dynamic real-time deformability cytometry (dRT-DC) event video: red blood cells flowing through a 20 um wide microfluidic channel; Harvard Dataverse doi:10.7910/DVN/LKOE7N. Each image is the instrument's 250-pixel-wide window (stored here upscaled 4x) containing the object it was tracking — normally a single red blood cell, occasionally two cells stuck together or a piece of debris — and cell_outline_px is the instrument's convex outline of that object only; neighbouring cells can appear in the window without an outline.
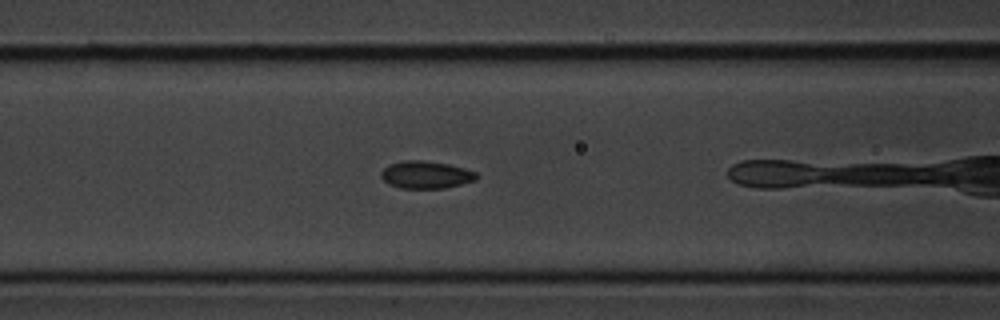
{"species": "common noctule bat (a hibernating species)", "species_latin": "Nyctalus noctula", "temperature_condition": "cold", "stored_images_in_passage": 29, "camera_frame_rate_fps": 3000, "um_per_image_px": 0.085, "animal": {"sex": "male", "body_mass_g": 20.1, "forearm_length_mm": 53.5}, "frame": {"image": 1, "passage_image": 7, "time_ms": 2.0, "image_size_px": [1000, 320], "cell_outline_px": [[476, 180], [444, 188], [400, 188], [388, 184], [380, 176], [380, 172], [388, 164], [404, 160], [420, 160], [448, 164], [464, 168], [476, 172]], "centroid_in_image_um": [36.16, 14.85], "position_along_channel_um": 130.4, "area_um2": 15.2}}
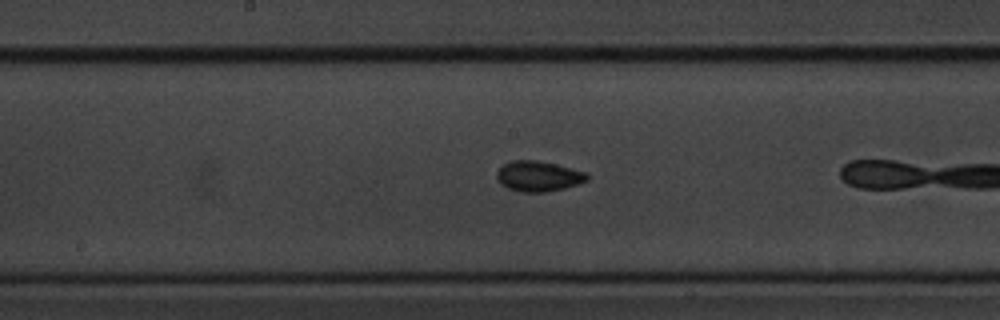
{"frame": {"image": 2, "passage_image": 13, "time_ms": 4.0, "image_size_px": [1000, 320], "cell_outline_px": [[588, 180], [564, 188], [544, 192], [520, 192], [508, 188], [500, 184], [496, 180], [496, 172], [504, 164], [512, 160], [536, 160], [556, 164], [588, 172]], "centroid_in_image_um": [45.74, 14.97], "position_along_channel_um": 202.5, "area_um2": 16.07}}
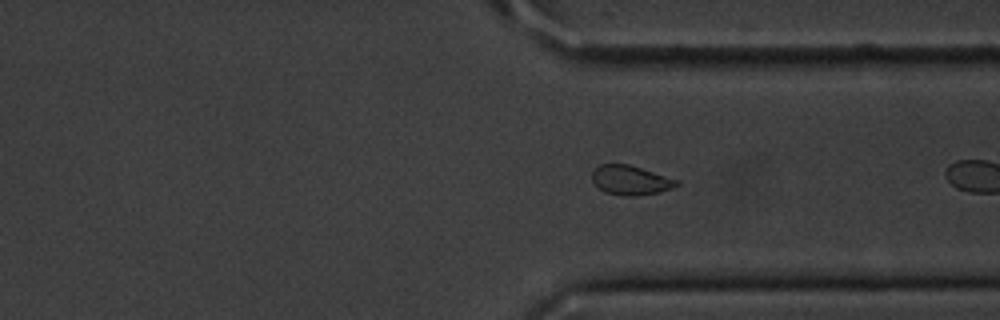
{"frame": {"image": 3, "passage_image": 26, "time_ms": 8.333, "image_size_px": [1000, 320], "cell_outline_px": [[680, 184], [672, 188], [660, 192], [628, 196], [624, 196], [604, 192], [592, 180], [592, 172], [600, 164], [628, 164], [680, 180]], "centroid_in_image_um": [53.62, 15.31], "position_along_channel_um": 357.8, "area_um2": 14.39}}